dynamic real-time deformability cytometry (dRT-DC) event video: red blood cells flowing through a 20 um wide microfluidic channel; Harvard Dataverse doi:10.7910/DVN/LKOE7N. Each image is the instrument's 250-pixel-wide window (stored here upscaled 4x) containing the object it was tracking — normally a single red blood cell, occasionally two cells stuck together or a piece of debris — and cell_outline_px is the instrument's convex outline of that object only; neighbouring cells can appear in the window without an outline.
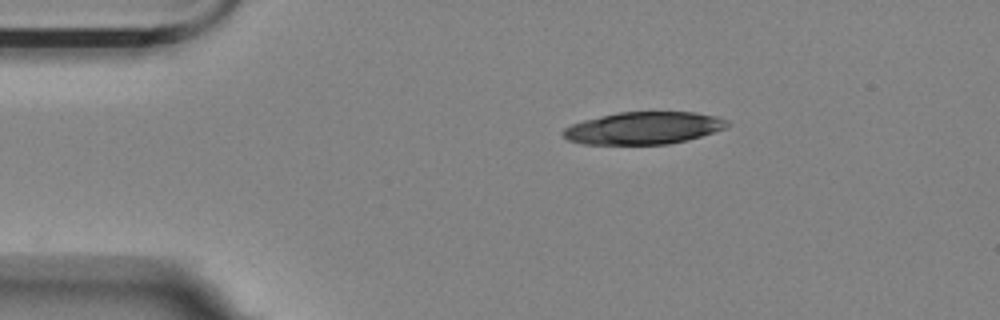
{"species": "Egyptian fruit bat (a non-hibernating species)", "species_latin": "Rousettus aegyptiacus", "temperature_condition": "room temperature", "stored_images_in_passage": 7, "segment_of_instrument_passage": [2, 2], "camera_frame_rate_fps": 3000, "um_per_image_px": 0.085, "animal": {"sex": "female"}, "frame": {"image": 1, "passage_image": 7, "time_ms": 2.0, "image_size_px": [1000, 320], "cell_outline_px": [[732, 124], [728, 128], [688, 140], [668, 144], [584, 144], [568, 140], [560, 132], [564, 128], [572, 124], [584, 120], [620, 112], [696, 112], [716, 116], [728, 120]], "centroid_in_image_um": [54.76, 10.88], "position_along_channel_um": 30.2, "area_um2": 31.04}}